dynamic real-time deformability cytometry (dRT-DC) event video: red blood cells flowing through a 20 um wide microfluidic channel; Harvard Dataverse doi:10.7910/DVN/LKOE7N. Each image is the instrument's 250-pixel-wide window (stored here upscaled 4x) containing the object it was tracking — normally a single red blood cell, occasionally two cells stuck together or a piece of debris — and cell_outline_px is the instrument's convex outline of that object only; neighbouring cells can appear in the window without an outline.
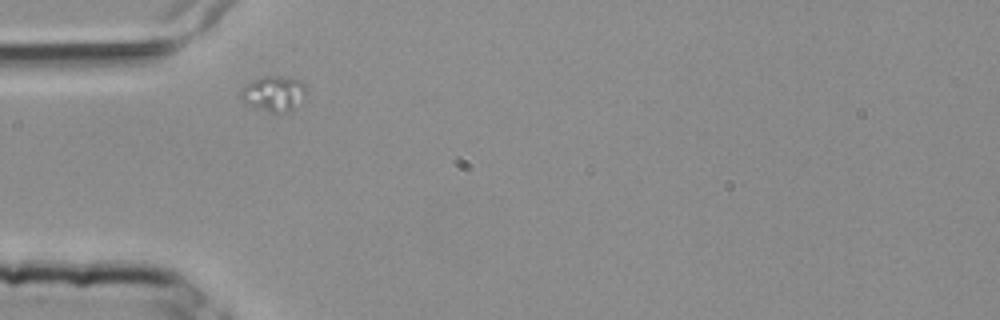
{"species": "common noctule bat (a hibernating species)", "species_latin": "Nyctalus noctula", "temperature_condition": "room temperature", "stored_images_in_passage": 4, "camera_frame_rate_fps": 3000, "um_per_image_px": 0.085, "animal": {"sex": "female", "body_mass_g": 25.1}, "frame": {"image": 1, "passage_image": 1, "time_ms": 0.0, "image_size_px": [1000, 320], "cell_outline_px": [[308, 100], [288, 112], [268, 112], [244, 104], [240, 100], [240, 92], [244, 84], [264, 76], [284, 76], [300, 80], [308, 88]], "centroid_in_image_um": [23.33, 7.97], "position_along_channel_um": 61.7, "area_um2": 14.22}}